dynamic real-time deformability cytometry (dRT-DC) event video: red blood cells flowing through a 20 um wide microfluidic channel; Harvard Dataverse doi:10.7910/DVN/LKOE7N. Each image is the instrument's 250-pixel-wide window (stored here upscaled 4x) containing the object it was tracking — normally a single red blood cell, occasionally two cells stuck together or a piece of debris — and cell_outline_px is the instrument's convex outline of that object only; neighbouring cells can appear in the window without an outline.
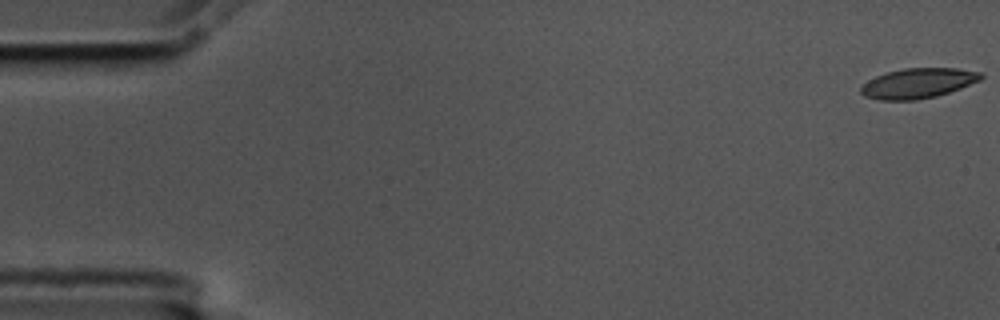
{"species": "common noctule bat (a hibernating species)", "species_latin": "Nyctalus noctula", "temperature_condition": "cold", "stored_images_in_passage": 57, "camera_frame_rate_fps": 3000, "um_per_image_px": 0.085, "animal": {"sex": "male", "body_mass_g": 17.5, "forearm_length_mm": 52.3}, "frame": {"image": 1, "passage_image": 1, "time_ms": 0.0, "image_size_px": [1000, 320], "cell_outline_px": [[984, 76], [980, 80], [960, 88], [936, 96], [916, 100], [880, 100], [864, 96], [860, 92], [860, 88], [868, 80], [876, 76], [888, 72], [904, 68], [956, 68], [980, 72]], "centroid_in_image_um": [78.02, 7.07], "position_along_channel_um": 7.0, "area_um2": 20.87}}
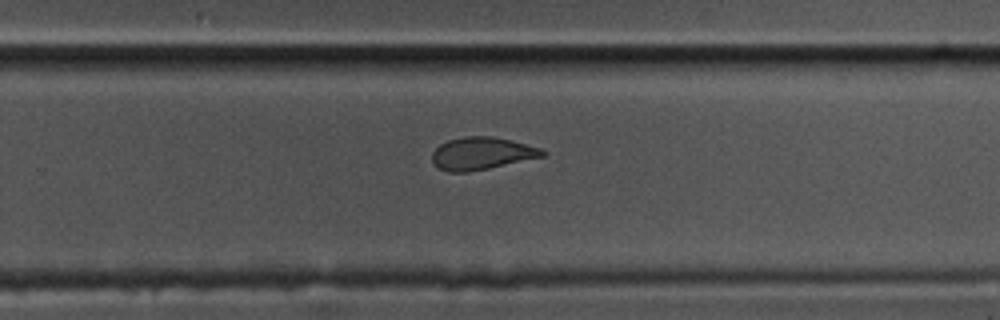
{"frame": {"image": 2, "passage_image": 37, "time_ms": 12.0, "image_size_px": [1000, 320], "cell_outline_px": [[548, 152], [544, 156], [488, 168], [468, 172], [448, 172], [440, 168], [432, 160], [432, 152], [440, 144], [448, 140], [464, 136], [492, 136], [512, 140], [540, 148]], "centroid_in_image_um": [40.95, 13.03], "position_along_channel_um": 288.9, "area_um2": 20.75}}
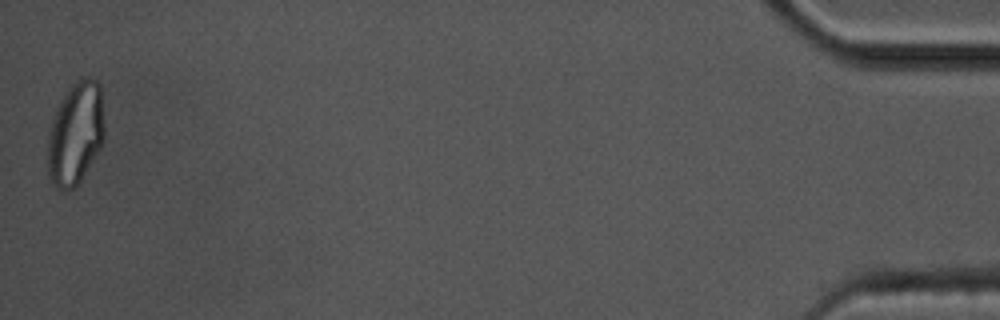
{"frame": {"image": 3, "passage_image": 57, "time_ms": 18.667, "image_size_px": [1000, 320], "cell_outline_px": [[104, 140], [100, 148], [80, 180], [72, 188], [64, 192], [60, 192], [52, 184], [48, 176], [48, 132], [52, 116], [56, 108], [68, 88], [72, 84], [84, 76], [88, 76], [96, 80], [100, 84], [104, 124]], "centroid_in_image_um": [6.4, 11.34], "position_along_channel_um": 428.8, "area_um2": 34.28}, "authors_computed_cell_mechanics": {"area_um2": 21.9062, "velocity_mm_per_s": 3.5261, "shape_relaxation_time_tau1_ms": null, "shape_relaxation_time_tau2_ms": 2.1616, "deformation_change_tau1": null, "deformation_change_tau2": 0.0698}}